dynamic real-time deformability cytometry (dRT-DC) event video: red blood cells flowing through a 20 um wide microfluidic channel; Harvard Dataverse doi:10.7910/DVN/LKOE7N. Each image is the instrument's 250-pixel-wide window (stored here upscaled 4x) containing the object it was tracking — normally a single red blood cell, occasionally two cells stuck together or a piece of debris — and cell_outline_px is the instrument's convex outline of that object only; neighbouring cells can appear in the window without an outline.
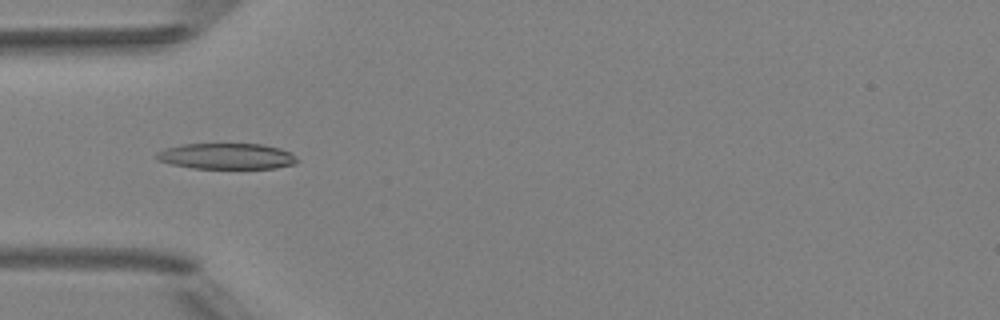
{"species": "Egyptian fruit bat (a non-hibernating species)", "species_latin": "Rousettus aegyptiacus", "temperature_condition": "room temperature", "stored_images_in_passage": 7, "camera_frame_rate_fps": 3000, "um_per_image_px": 0.085, "animal": {"sex": "female"}, "frame": {"image": 1, "passage_image": 5, "time_ms": 4.667, "image_size_px": [1000, 320], "cell_outline_px": [[300, 160], [296, 164], [276, 168], [192, 168], [172, 164], [160, 160], [156, 156], [156, 152], [164, 148], [184, 144], [264, 144], [280, 148], [292, 152]], "centroid_in_image_um": [19.34, 13.27], "position_along_channel_um": 65.7, "area_um2": 21.33}}
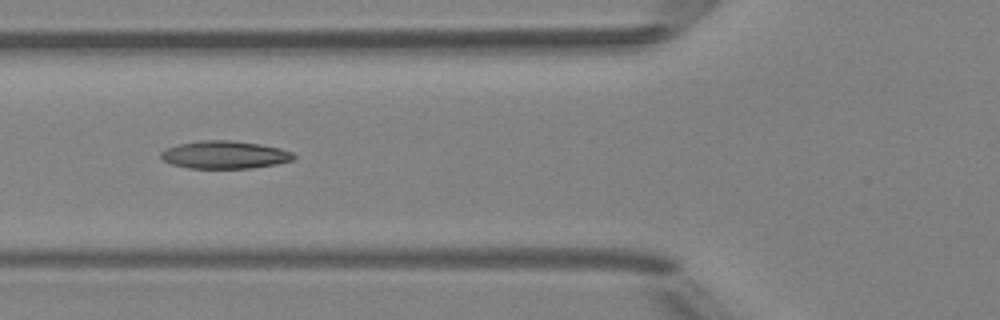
{"frame": {"image": 2, "passage_image": 6, "time_ms": 5.667, "image_size_px": [1000, 320], "cell_outline_px": [[296, 156], [292, 160], [276, 164], [252, 168], [188, 168], [172, 164], [164, 160], [160, 156], [160, 152], [168, 148], [180, 144], [200, 140], [228, 140], [260, 144], [280, 148], [292, 152]], "centroid_in_image_um": [19.11, 13.16], "position_along_channel_um": 106.7, "area_um2": 21.33}}
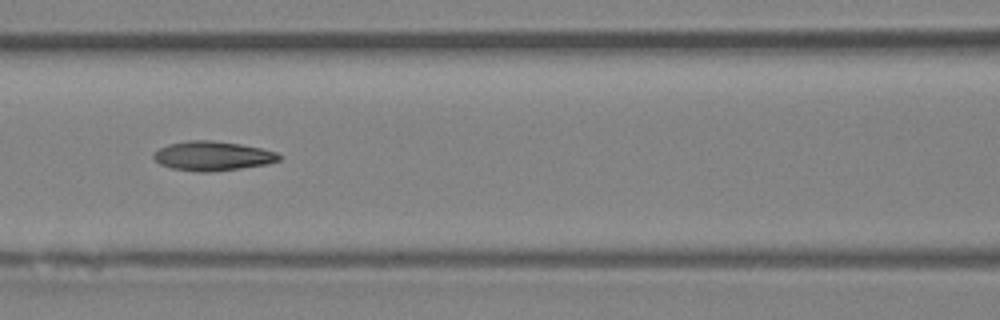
{"frame": {"image": 3, "passage_image": 7, "time_ms": 6.667, "image_size_px": [1000, 320], "cell_outline_px": [[280, 160], [268, 164], [240, 168], [208, 172], [200, 172], [172, 168], [160, 164], [152, 156], [152, 152], [168, 144], [188, 140], [212, 140], [240, 144], [260, 148], [276, 152], [280, 156]], "centroid_in_image_um": [18.04, 13.25], "position_along_channel_um": 148.6, "area_um2": 21.39}}